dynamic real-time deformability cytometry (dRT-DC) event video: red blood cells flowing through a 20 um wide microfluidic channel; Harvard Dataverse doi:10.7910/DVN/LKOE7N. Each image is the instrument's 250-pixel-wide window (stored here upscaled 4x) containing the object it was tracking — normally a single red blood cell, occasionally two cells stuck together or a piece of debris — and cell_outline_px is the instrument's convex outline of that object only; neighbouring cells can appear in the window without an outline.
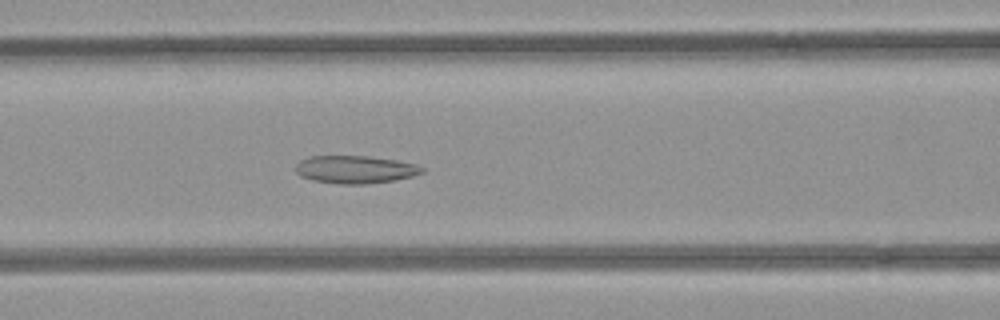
{"species": "common noctule bat (a hibernating species)", "species_latin": "Nyctalus noctula", "temperature_condition": "room temperature", "stored_images_in_passage": 51, "camera_frame_rate_fps": 3000, "um_per_image_px": 0.085, "animal": {"sex": "female", "body_mass_g": 21.9}, "frame": {"image": 1, "passage_image": 21, "time_ms": 6.667, "image_size_px": [1000, 320], "cell_outline_px": [[424, 172], [412, 176], [396, 180], [364, 184], [340, 184], [312, 180], [300, 176], [296, 172], [296, 164], [300, 160], [308, 156], [368, 156], [396, 160], [416, 164], [424, 168]], "centroid_in_image_um": [30.18, 14.4], "position_along_channel_um": 136.4, "area_um2": 20.52}}
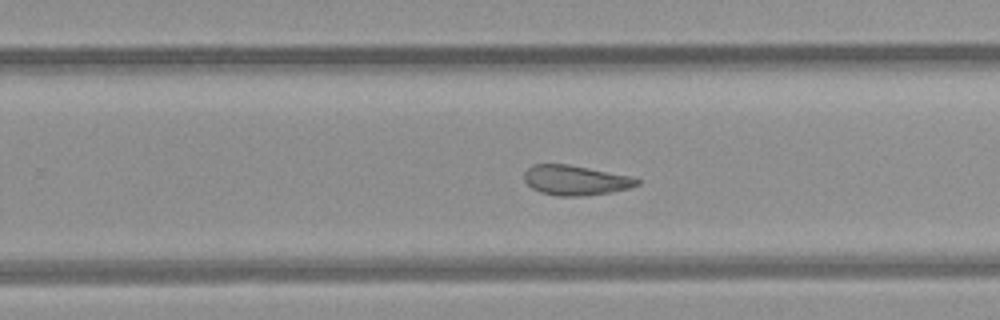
{"frame": {"image": 2, "passage_image": 32, "time_ms": 10.333, "image_size_px": [1000, 320], "cell_outline_px": [[640, 184], [628, 188], [612, 192], [584, 196], [556, 196], [540, 192], [532, 188], [524, 180], [524, 172], [532, 164], [568, 164], [632, 176], [640, 180]], "centroid_in_image_um": [48.92, 15.32], "position_along_channel_um": 280.9, "area_um2": 19.77}}
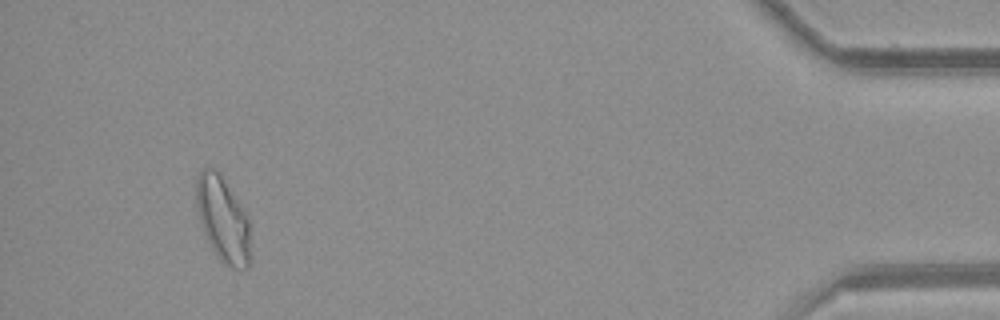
{"frame": {"image": 3, "passage_image": 48, "time_ms": 15.667, "image_size_px": [1000, 320], "cell_outline_px": [[252, 256], [248, 268], [240, 272], [224, 264], [220, 260], [212, 248], [204, 232], [200, 220], [196, 204], [196, 180], [200, 172], [204, 168], [216, 168], [244, 212], [248, 220]], "centroid_in_image_um": [18.97, 18.73], "position_along_channel_um": 416.2, "area_um2": 26.82}, "authors_computed_cell_mechanics": {"area_um2": 22.9466, "velocity_mm_per_s": 3.9476, "shape_relaxation_time_tau1_ms": null, "shape_relaxation_time_tau2_ms": 3.645, "deformation_change_tau1": null, "deformation_change_tau2": 0.1181}}